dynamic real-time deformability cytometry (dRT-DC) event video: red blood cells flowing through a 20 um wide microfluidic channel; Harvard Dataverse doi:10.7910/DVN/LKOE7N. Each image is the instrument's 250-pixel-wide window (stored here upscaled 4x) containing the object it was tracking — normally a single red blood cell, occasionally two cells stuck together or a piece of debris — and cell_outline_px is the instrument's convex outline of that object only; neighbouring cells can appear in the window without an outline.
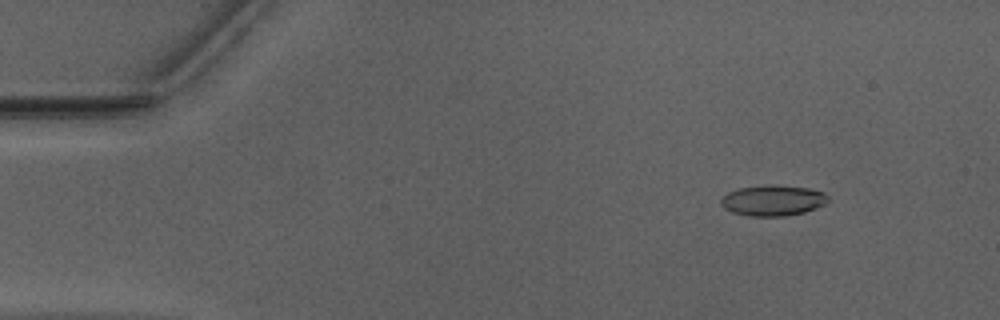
{"species": "Egyptian fruit bat (a non-hibernating species)", "species_latin": "Rousettus aegyptiacus", "temperature_condition": "warm", "stored_images_in_passage": 49, "camera_frame_rate_fps": 3000, "um_per_image_px": 0.085, "animal": {"sex": "male"}, "frame": {"image": 1, "passage_image": 3, "time_ms": 0.667, "image_size_px": [1000, 320], "cell_outline_px": [[828, 200], [824, 204], [816, 208], [804, 212], [784, 216], [748, 216], [732, 212], [724, 208], [720, 204], [720, 200], [728, 192], [740, 188], [764, 184], [776, 184], [808, 188], [824, 192], [828, 196]], "centroid_in_image_um": [65.68, 17.02], "position_along_channel_um": 19.3, "area_um2": 19.31}}
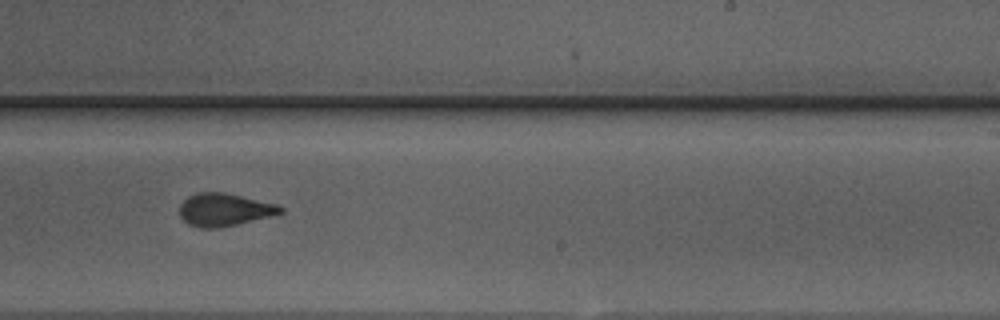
{"frame": {"image": 2, "passage_image": 29, "time_ms": 9.333, "image_size_px": [1000, 320], "cell_outline_px": [[284, 212], [220, 228], [200, 228], [188, 224], [180, 216], [180, 204], [188, 196], [200, 192], [224, 192], [276, 204], [284, 208]], "centroid_in_image_um": [19.03, 17.82], "position_along_channel_um": 270.0, "area_um2": 19.02}}
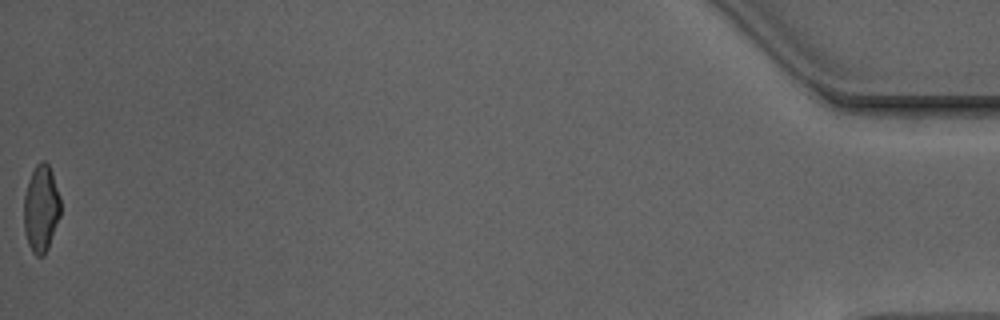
{"frame": {"image": 3, "passage_image": 49, "time_ms": 16.0, "image_size_px": [1000, 320], "cell_outline_px": [[60, 216], [48, 248], [44, 256], [36, 256], [32, 252], [28, 244], [24, 228], [24, 192], [28, 180], [36, 164], [40, 160], [44, 160], [48, 164], [52, 172], [60, 196]], "centroid_in_image_um": [3.49, 17.72], "position_along_channel_um": 431.7, "area_um2": 18.73}, "authors_computed_cell_mechanics": {"area_um2": 19.363, "velocity_mm_per_s": 3.9696, "shape_relaxation_time_tau1_ms": 5.6683, "shape_relaxation_time_tau2_ms": 1.3215, "deformation_change_tau1": 0.1745, "deformation_change_tau2": 0.0719}}